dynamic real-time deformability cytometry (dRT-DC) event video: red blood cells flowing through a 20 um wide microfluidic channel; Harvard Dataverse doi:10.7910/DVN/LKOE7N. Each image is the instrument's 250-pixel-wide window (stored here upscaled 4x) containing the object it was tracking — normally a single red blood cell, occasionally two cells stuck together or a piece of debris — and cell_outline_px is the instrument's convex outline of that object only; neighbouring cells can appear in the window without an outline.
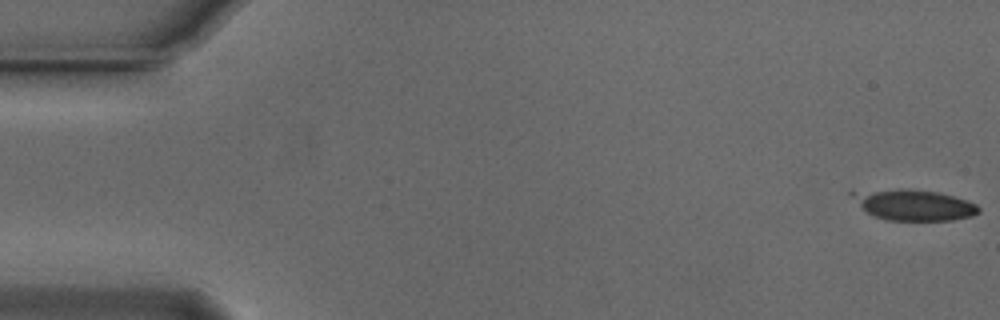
{"species": "Egyptian fruit bat (a non-hibernating species)", "species_latin": "Rousettus aegyptiacus", "temperature_condition": "cold", "stored_images_in_passage": 13, "camera_frame_rate_fps": 3000, "um_per_image_px": 0.085, "animal": {"sex": "male"}, "frame": {"image": 1, "passage_image": 1, "time_ms": 0.0, "image_size_px": [1000, 320], "cell_outline_px": [[980, 212], [972, 216], [952, 220], [888, 220], [872, 216], [848, 192], [900, 188], [908, 188], [936, 192], [952, 196], [976, 204], [980, 208]], "centroid_in_image_um": [77.69, 17.41], "position_along_channel_um": 7.3, "area_um2": 22.43}}